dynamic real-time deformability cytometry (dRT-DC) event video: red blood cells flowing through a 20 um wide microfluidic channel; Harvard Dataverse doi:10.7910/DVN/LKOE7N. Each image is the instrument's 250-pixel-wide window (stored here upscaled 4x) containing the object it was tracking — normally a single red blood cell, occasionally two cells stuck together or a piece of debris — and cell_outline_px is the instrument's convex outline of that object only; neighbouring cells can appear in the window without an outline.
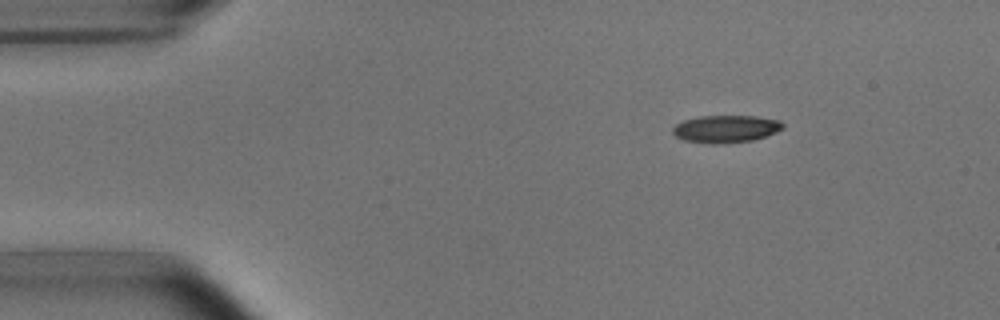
{"species": "common noctule bat (a hibernating species)", "species_latin": "Nyctalus noctula", "temperature_condition": "room temperature", "stored_images_in_passage": 3, "camera_frame_rate_fps": 3000, "um_per_image_px": 0.085, "animal": {"sex": "male", "body_mass_g": 15.6}, "frame": {"image": 1, "passage_image": 1, "time_ms": 0.0, "image_size_px": [1000, 320], "cell_outline_px": [[784, 128], [776, 132], [752, 140], [720, 144], [712, 144], [684, 140], [676, 136], [672, 132], [672, 128], [676, 124], [684, 120], [700, 116], [756, 116], [780, 120], [784, 124]], "centroid_in_image_um": [61.7, 10.95], "position_along_channel_um": 23.3, "area_um2": 17.57}}